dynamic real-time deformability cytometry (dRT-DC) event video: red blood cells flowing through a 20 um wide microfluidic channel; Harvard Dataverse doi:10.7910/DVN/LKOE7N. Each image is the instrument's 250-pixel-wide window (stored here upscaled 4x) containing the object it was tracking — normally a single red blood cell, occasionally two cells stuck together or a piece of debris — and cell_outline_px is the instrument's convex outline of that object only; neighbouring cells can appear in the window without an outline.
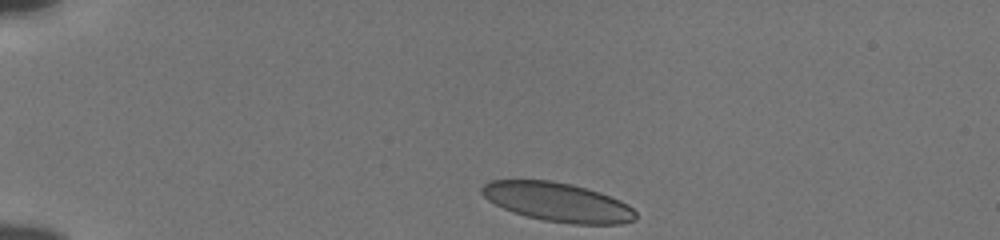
{"species": "human", "species_latin": "Homo sapiens", "temperature_condition": "cold", "stored_images_in_passage": 37, "camera_frame_rate_fps": 3000, "um_per_image_px": 0.085, "donor": {"sex": "male"}, "frame": {"image": 1, "passage_image": 1, "time_ms": 0.0, "image_size_px": [1000, 240], "cell_outline_px": [[636, 220], [620, 224], [572, 224], [544, 220], [528, 216], [504, 208], [488, 200], [480, 192], [480, 188], [484, 184], [492, 180], [552, 180], [572, 184], [600, 192], [620, 200], [628, 204], [636, 212]], "centroid_in_image_um": [47.43, 17.17], "position_along_channel_um": 37.6, "area_um2": 34.85}}
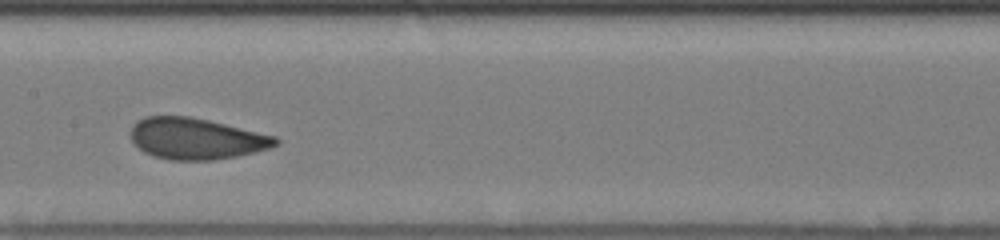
{"frame": {"image": 2, "passage_image": 18, "time_ms": 5.667, "image_size_px": [1000, 240], "cell_outline_px": [[280, 144], [256, 152], [236, 156], [212, 160], [168, 160], [152, 156], [144, 152], [132, 140], [132, 124], [136, 120], [144, 116], [188, 116], [208, 120], [276, 136], [280, 140]], "centroid_in_image_um": [16.68, 11.78], "position_along_channel_um": 190.7, "area_um2": 34.85}}
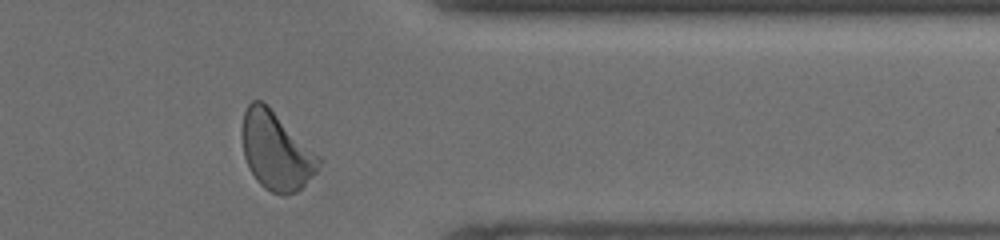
{"frame": {"image": 3, "passage_image": 34, "time_ms": 11.0, "image_size_px": [1000, 240], "cell_outline_px": [[324, 160], [316, 172], [296, 192], [284, 196], [272, 192], [264, 188], [256, 180], [248, 168], [244, 156], [244, 112], [248, 104], [252, 100], [260, 100], [268, 104]], "centroid_in_image_um": [23.51, 12.84], "position_along_channel_um": 387.9, "area_um2": 34.74}, "authors_computed_cell_mechanics": {"area_um2": 34.7378, "velocity_mm_per_s": 3.8174, "shape_relaxation_time_tau1_ms": 3.9873, "shape_relaxation_time_tau2_ms": 0.7083, "deformation_change_tau1": 0.1226, "deformation_change_tau2": 0.0513}}